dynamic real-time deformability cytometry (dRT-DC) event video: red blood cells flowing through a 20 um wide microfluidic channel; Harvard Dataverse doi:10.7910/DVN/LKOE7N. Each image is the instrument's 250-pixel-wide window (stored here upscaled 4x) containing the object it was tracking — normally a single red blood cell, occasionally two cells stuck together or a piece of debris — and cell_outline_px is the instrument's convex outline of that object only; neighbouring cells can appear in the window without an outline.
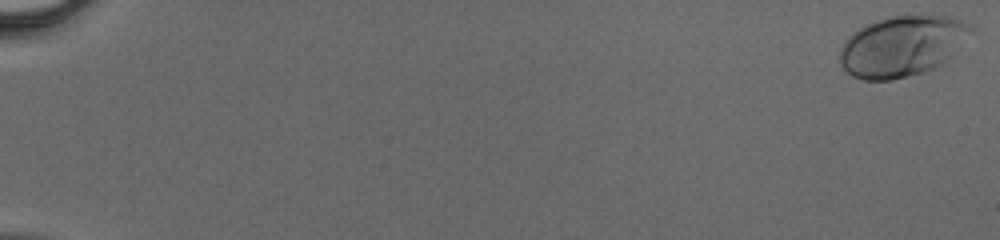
{"species": "human", "species_latin": "Homo sapiens", "temperature_condition": "cold", "stored_images_in_passage": 48, "camera_frame_rate_fps": 3000, "um_per_image_px": 0.085, "donor": {"sex": "male"}, "frame": {"image": 1, "passage_image": 1, "time_ms": 0.0, "image_size_px": [1000, 240], "cell_outline_px": [[968, 28], [952, 60], [944, 64], [924, 72], [892, 80], [864, 80], [852, 76], [840, 64], [840, 48], [848, 36], [864, 24], [888, 16], [948, 16], [960, 20]], "centroid_in_image_um": [76.6, 3.95], "position_along_channel_um": 8.4, "area_um2": 45.84}}
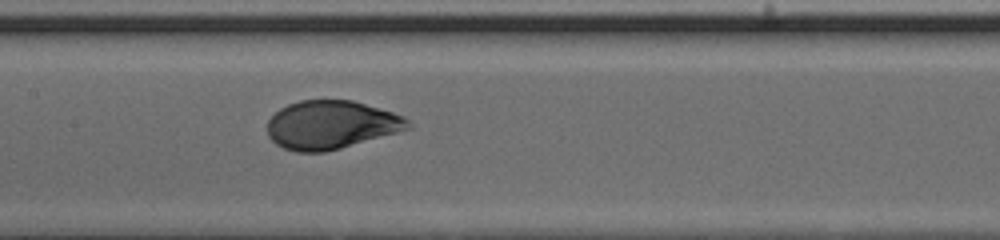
{"frame": {"image": 2, "passage_image": 26, "time_ms": 8.333, "image_size_px": [1000, 240], "cell_outline_px": [[412, 128], [340, 148], [324, 152], [296, 152], [284, 148], [276, 144], [268, 136], [268, 120], [280, 108], [288, 104], [300, 100], [352, 100], [392, 112], [404, 116], [412, 124]], "centroid_in_image_um": [28.14, 10.61], "position_along_channel_um": 179.3, "area_um2": 39.54}}
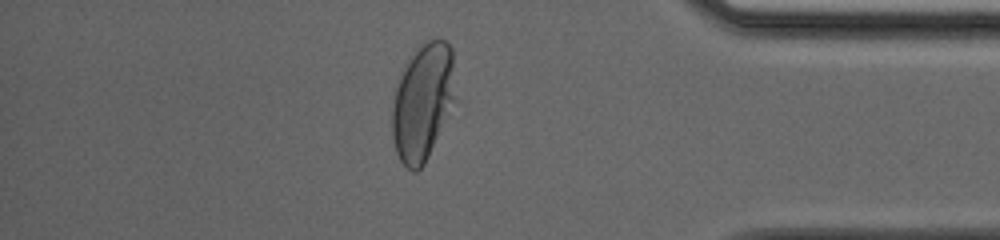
{"frame": {"image": 3, "passage_image": 42, "time_ms": 13.667, "image_size_px": [1000, 240], "cell_outline_px": [[456, 100], [424, 164], [416, 172], [412, 172], [400, 160], [396, 152], [392, 136], [392, 108], [396, 88], [404, 64], [408, 56], [428, 40], [444, 40], [452, 48]], "centroid_in_image_um": [35.94, 8.66], "position_along_channel_um": 399.3, "area_um2": 43.06}}